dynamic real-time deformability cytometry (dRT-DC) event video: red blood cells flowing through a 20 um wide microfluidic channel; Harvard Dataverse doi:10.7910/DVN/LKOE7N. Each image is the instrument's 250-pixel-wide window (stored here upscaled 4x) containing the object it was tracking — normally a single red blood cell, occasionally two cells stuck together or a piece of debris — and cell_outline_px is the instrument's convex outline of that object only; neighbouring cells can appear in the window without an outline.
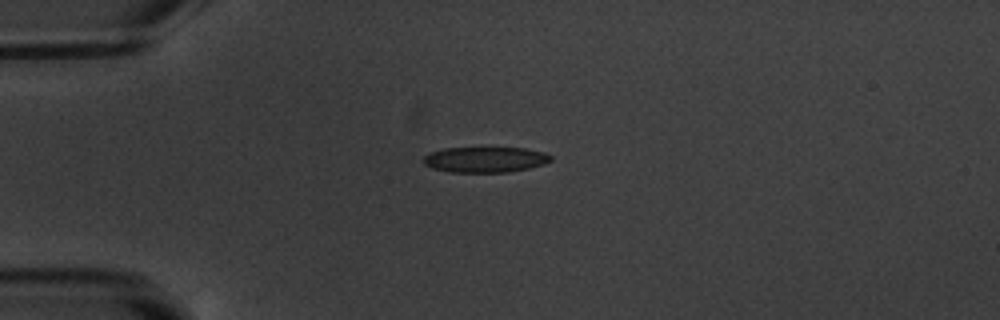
{"species": "common noctule bat (a hibernating species)", "species_latin": "Nyctalus noctula", "temperature_condition": "warm", "stored_images_in_passage": 2, "camera_frame_rate_fps": 3000, "um_per_image_px": 0.085, "animal": {"sex": "male", "body_mass_g": 20.1, "forearm_length_mm": 53.5}, "frame": {"image": 1, "passage_image": 1, "time_ms": 0.0, "image_size_px": [1000, 320], "cell_outline_px": [[552, 160], [544, 164], [528, 168], [508, 172], [448, 172], [432, 168], [424, 164], [424, 156], [432, 152], [444, 148], [524, 148], [544, 152], [552, 156]], "centroid_in_image_um": [41.25, 13.57], "position_along_channel_um": 43.7, "area_um2": 18.9}}